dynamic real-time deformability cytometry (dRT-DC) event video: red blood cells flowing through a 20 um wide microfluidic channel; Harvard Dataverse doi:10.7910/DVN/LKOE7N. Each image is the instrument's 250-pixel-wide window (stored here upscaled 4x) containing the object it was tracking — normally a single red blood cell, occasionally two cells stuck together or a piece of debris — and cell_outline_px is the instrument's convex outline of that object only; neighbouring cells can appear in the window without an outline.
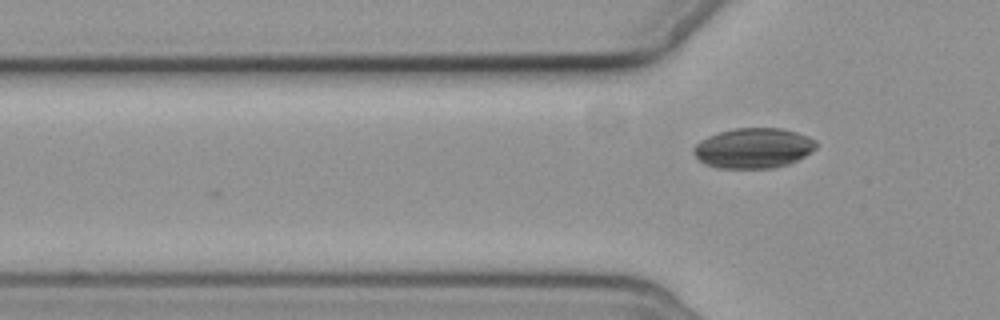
{"species": "common noctule bat (a hibernating species)", "species_latin": "Nyctalus noctula", "temperature_condition": "cold", "stored_images_in_passage": 4, "camera_frame_rate_fps": 3000, "um_per_image_px": 0.085, "animal": {"sex": "female", "body_mass_g": 19.3, "forearm_length_mm": 54.1}, "frame": {"image": 1, "passage_image": 4, "time_ms": 6.0, "image_size_px": [1000, 320], "cell_outline_px": [[816, 148], [804, 156], [788, 164], [772, 168], [716, 168], [704, 164], [692, 152], [692, 148], [700, 140], [708, 136], [720, 132], [736, 128], [780, 128], [796, 132], [808, 136], [816, 140]], "centroid_in_image_um": [64.02, 12.59], "position_along_channel_um": 61.8, "area_um2": 28.67}}